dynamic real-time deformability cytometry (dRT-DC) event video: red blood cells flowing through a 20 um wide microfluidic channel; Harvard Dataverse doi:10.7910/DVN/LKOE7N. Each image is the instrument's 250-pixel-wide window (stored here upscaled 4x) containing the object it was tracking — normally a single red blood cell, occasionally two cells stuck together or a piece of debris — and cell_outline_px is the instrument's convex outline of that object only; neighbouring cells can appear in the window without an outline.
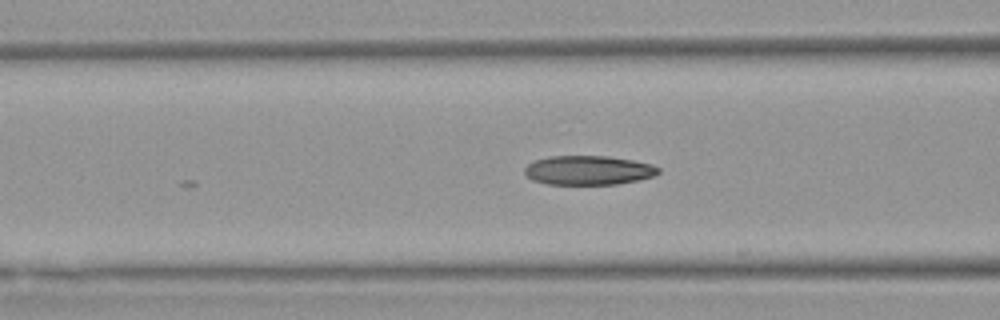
{"species": "Egyptian fruit bat (a non-hibernating species)", "species_latin": "Rousettus aegyptiacus", "temperature_condition": "warm", "stored_images_in_passage": 5, "camera_frame_rate_fps": 3000, "um_per_image_px": 0.085, "animal": {"sex": "female"}, "frame": {"image": 1, "passage_image": 5, "time_ms": 1.333, "image_size_px": [1000, 320], "cell_outline_px": [[660, 172], [652, 176], [640, 180], [616, 184], [548, 184], [532, 180], [524, 172], [524, 168], [532, 160], [548, 156], [608, 156], [632, 160], [652, 164], [660, 168]], "centroid_in_image_um": [50.0, 14.46], "position_along_channel_um": 116.6, "area_um2": 22.89}}